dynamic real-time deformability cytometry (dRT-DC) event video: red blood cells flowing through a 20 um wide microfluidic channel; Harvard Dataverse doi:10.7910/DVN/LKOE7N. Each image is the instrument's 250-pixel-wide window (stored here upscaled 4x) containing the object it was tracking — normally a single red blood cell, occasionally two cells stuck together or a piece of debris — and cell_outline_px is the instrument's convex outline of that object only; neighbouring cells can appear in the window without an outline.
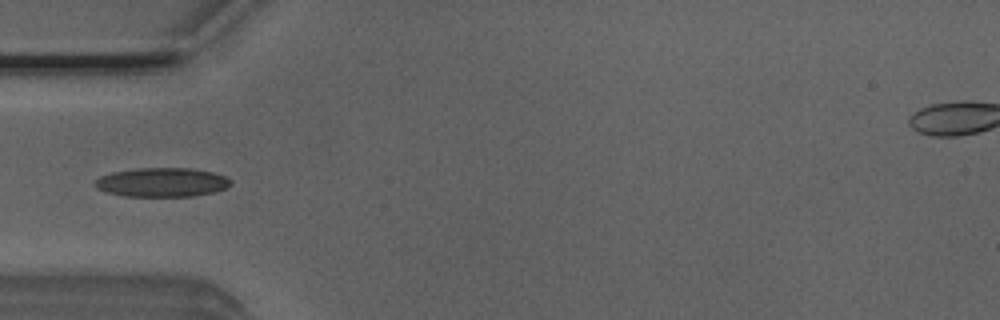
{"species": "Egyptian fruit bat (a non-hibernating species)", "species_latin": "Rousettus aegyptiacus", "temperature_condition": "room temperature", "stored_images_in_passage": 5, "camera_frame_rate_fps": 3000, "um_per_image_px": 0.085, "animal": {"sex": "male"}, "frame": {"image": 1, "passage_image": 4, "time_ms": 1.0, "image_size_px": [1000, 320], "cell_outline_px": [[232, 184], [216, 192], [196, 196], [124, 196], [108, 192], [96, 188], [92, 184], [100, 176], [112, 172], [136, 168], [192, 168], [212, 172], [224, 176], [232, 180]], "centroid_in_image_um": [13.77, 15.49], "position_along_channel_um": 71.2, "area_um2": 23.12}}